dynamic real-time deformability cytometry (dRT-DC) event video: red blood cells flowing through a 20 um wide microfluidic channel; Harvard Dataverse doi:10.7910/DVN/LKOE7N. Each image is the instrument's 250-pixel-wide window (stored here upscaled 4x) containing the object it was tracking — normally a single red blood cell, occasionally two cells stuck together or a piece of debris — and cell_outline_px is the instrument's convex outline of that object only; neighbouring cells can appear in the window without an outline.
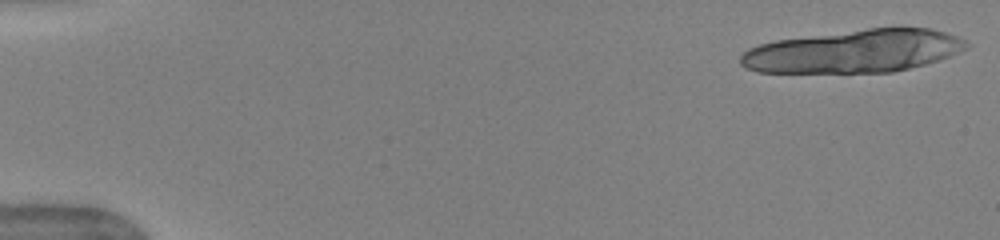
{"species": "human", "species_latin": "Homo sapiens", "temperature_condition": "warm", "stored_images_in_passage": 38, "segment_of_instrument_passage": [1, 2], "camera_frame_rate_fps": 3000, "um_per_image_px": 0.085, "donor": {"sex": "female"}, "frame": {"image": 1, "passage_image": 1, "time_ms": 0.0, "image_size_px": [1000, 240], "cell_outline_px": [[972, 44], [968, 48], [948, 56], [924, 64], [892, 72], [756, 72], [744, 68], [740, 64], [740, 56], [748, 48], [760, 44], [776, 40], [868, 28], [900, 24], [932, 28], [960, 36]], "centroid_in_image_um": [72.67, 4.31], "position_along_channel_um": 12.3, "area_um2": 57.28}}